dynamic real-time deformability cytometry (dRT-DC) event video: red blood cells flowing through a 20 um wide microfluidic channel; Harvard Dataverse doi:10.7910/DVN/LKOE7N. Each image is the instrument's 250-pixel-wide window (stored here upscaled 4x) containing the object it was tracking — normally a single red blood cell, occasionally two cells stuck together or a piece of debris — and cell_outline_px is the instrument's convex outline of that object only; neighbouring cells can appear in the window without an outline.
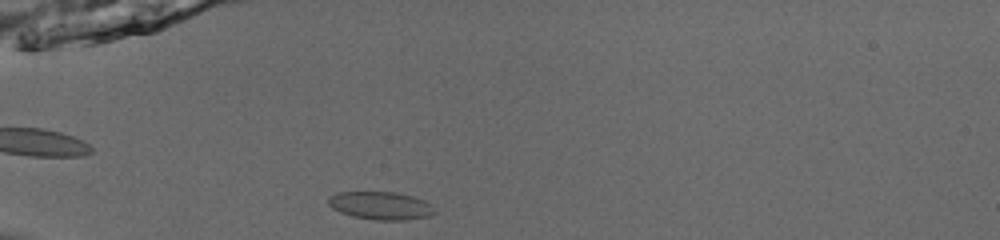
{"species": "common noctule bat (a hibernating species)", "species_latin": "Nyctalus noctula", "temperature_condition": "room temperature", "stored_images_in_passage": 38, "camera_frame_rate_fps": 3000, "um_per_image_px": 0.085, "animal": {"sex": "male", "body_mass_g": 13.0, "forearm_length_mm": 53.1}, "frame": {"image": 1, "passage_image": 2, "time_ms": 0.333, "image_size_px": [1000, 240], "cell_outline_px": [[436, 212], [432, 216], [404, 220], [376, 220], [352, 216], [340, 212], [332, 208], [328, 204], [328, 196], [336, 192], [396, 192], [412, 196], [424, 200], [432, 204]], "centroid_in_image_um": [32.37, 17.48], "position_along_channel_um": 52.6, "area_um2": 17.51}}
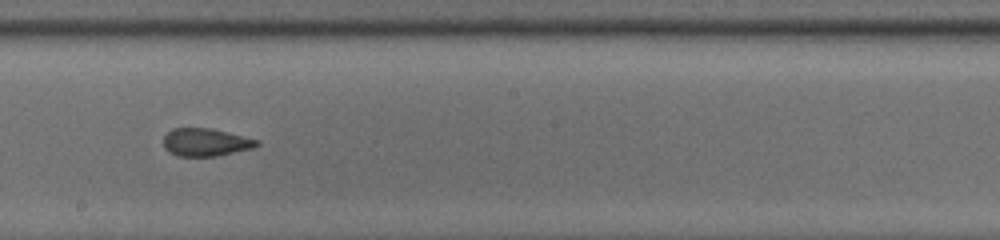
{"frame": {"image": 2, "passage_image": 17, "time_ms": 5.333, "image_size_px": [1000, 240], "cell_outline_px": [[260, 144], [252, 148], [216, 156], [176, 156], [168, 152], [164, 148], [164, 136], [172, 128], [212, 128], [260, 140]], "centroid_in_image_um": [17.47, 12.09], "position_along_channel_um": 230.7, "area_um2": 15.2}}
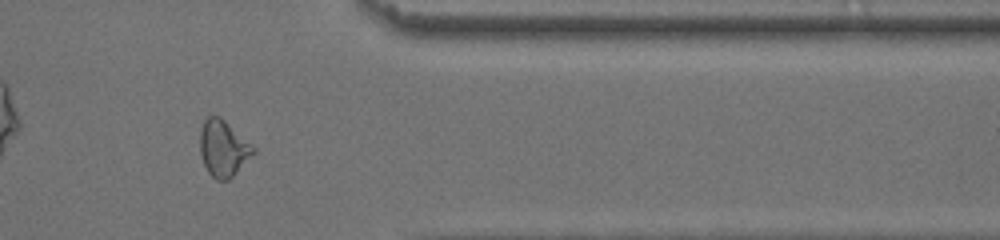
{"frame": {"image": 3, "passage_image": 30, "time_ms": 9.667, "image_size_px": [1000, 240], "cell_outline_px": [[256, 152], [228, 180], [216, 180], [208, 172], [204, 164], [200, 152], [200, 128], [204, 120], [208, 116], [220, 116], [256, 148]], "centroid_in_image_um": [18.97, 12.6], "position_along_channel_um": 392.4, "area_um2": 17.4}, "authors_computed_cell_mechanics": {"area_um2": 16.6464, "velocity_mm_per_s": 3.9073, "shape_relaxation_time_tau1_ms": null, "shape_relaxation_time_tau2_ms": 1.6145, "deformation_change_tau1": null, "deformation_change_tau2": 0.0313}}